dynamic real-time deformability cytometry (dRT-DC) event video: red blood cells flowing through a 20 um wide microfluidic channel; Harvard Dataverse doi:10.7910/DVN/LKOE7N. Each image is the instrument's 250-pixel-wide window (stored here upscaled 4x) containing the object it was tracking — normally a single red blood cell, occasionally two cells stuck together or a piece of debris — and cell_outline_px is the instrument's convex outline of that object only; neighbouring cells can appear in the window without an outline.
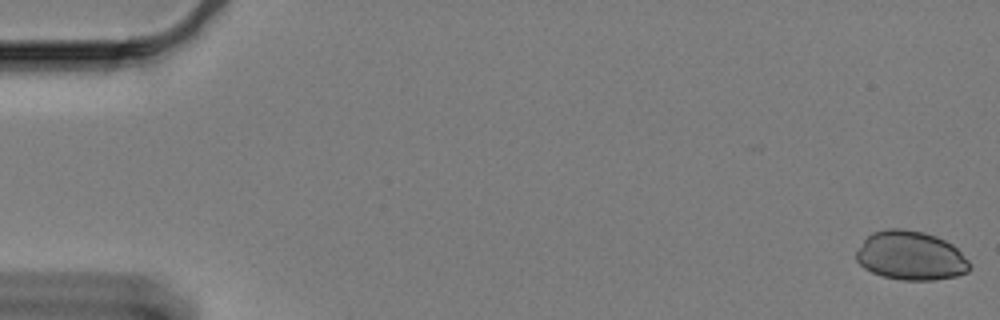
{"species": "Egyptian fruit bat (a non-hibernating species)", "species_latin": "Rousettus aegyptiacus", "temperature_condition": "cold", "stored_images_in_passage": 28, "camera_frame_rate_fps": 3000, "um_per_image_px": 0.085, "animal": {"sex": "female"}, "frame": {"image": 1, "passage_image": 1, "time_ms": 0.0, "image_size_px": [1000, 320], "cell_outline_px": [[972, 268], [968, 272], [956, 276], [936, 280], [900, 280], [884, 276], [872, 272], [864, 268], [856, 260], [856, 252], [864, 240], [872, 232], [888, 228], [900, 228], [924, 232], [936, 236], [952, 244], [972, 264]], "centroid_in_image_um": [77.43, 21.74], "position_along_channel_um": 7.6, "area_um2": 32.48}}
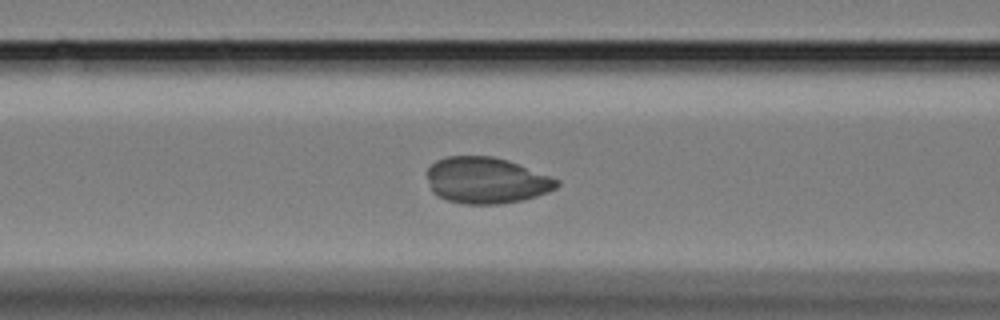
{"frame": {"image": 2, "passage_image": 25, "time_ms": 8.0, "image_size_px": [1000, 320], "cell_outline_px": [[560, 184], [556, 188], [548, 192], [524, 200], [500, 204], [464, 204], [448, 200], [436, 196], [432, 192], [428, 180], [428, 168], [436, 160], [448, 156], [492, 156], [508, 160], [560, 180]], "centroid_in_image_um": [41.34, 15.34], "position_along_channel_um": 125.3, "area_um2": 35.03}}
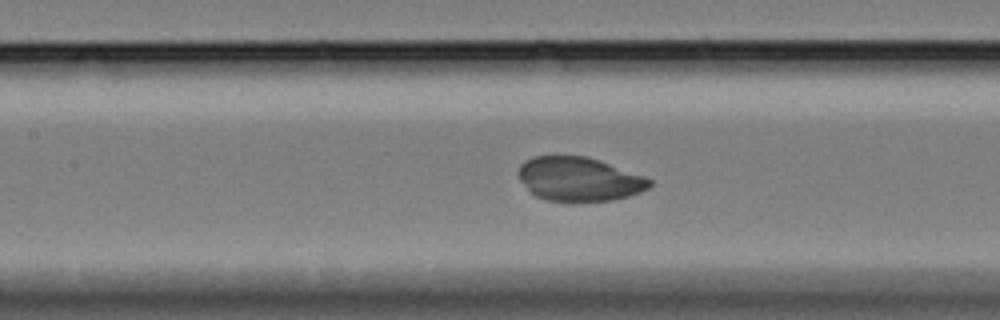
{"frame": {"image": 3, "passage_image": 28, "time_ms": 9.0, "image_size_px": [1000, 320], "cell_outline_px": [[652, 184], [648, 188], [640, 192], [628, 196], [612, 200], [572, 204], [544, 200], [536, 196], [520, 180], [516, 172], [520, 164], [536, 156], [588, 156], [600, 160], [644, 176], [652, 180]], "centroid_in_image_um": [49.22, 15.26], "position_along_channel_um": 158.2, "area_um2": 34.22}}